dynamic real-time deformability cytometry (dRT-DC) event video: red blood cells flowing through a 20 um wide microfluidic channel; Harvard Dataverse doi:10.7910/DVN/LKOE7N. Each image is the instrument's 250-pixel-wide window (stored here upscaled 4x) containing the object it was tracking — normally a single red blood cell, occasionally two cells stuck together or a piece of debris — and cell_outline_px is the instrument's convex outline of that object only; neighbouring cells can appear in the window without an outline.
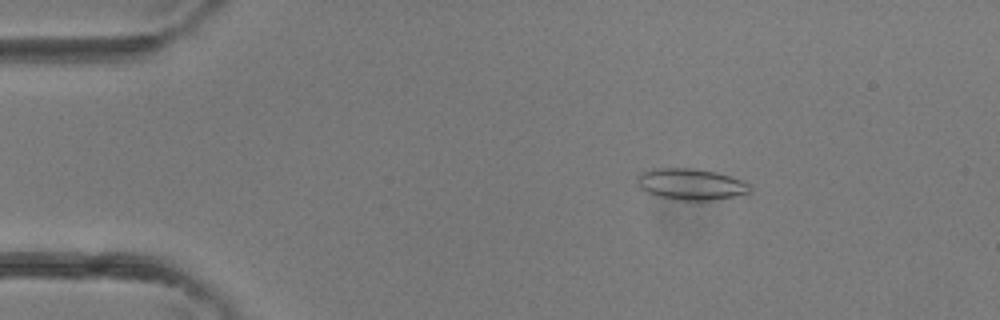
{"species": "common noctule bat (a hibernating species)", "species_latin": "Nyctalus noctula", "temperature_condition": "room temperature", "stored_images_in_passage": 3, "camera_frame_rate_fps": 3000, "um_per_image_px": 0.085, "animal": {"sex": "female"}, "frame": {"image": 1, "passage_image": 2, "time_ms": 0.333, "image_size_px": [1000, 320], "cell_outline_px": [[752, 192], [712, 200], [676, 200], [656, 196], [640, 188], [640, 172], [652, 168], [692, 168], [716, 172], [740, 180], [748, 184], [752, 188]], "centroid_in_image_um": [58.73, 15.66], "position_along_channel_um": 26.3, "area_um2": 20.29}}